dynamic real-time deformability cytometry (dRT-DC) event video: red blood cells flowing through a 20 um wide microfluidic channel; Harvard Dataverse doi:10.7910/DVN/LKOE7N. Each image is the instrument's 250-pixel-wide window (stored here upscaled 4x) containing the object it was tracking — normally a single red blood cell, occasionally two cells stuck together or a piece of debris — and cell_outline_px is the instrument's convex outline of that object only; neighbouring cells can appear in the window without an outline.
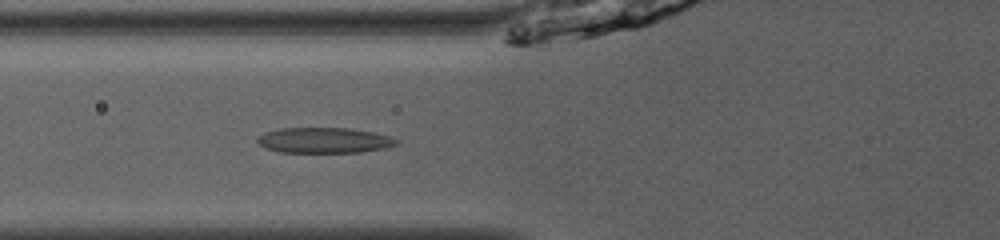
{"species": "common noctule bat (a hibernating species)", "species_latin": "Nyctalus noctula", "temperature_condition": "room temperature", "stored_images_in_passage": 36, "camera_frame_rate_fps": 3000, "um_per_image_px": 0.085, "animal": {"sex": "male", "body_mass_g": 13.0, "forearm_length_mm": 53.1}, "frame": {"image": 1, "passage_image": 6, "time_ms": 1.667, "image_size_px": [1000, 240], "cell_outline_px": [[396, 144], [384, 148], [360, 152], [280, 152], [264, 148], [256, 140], [264, 132], [280, 128], [348, 128], [372, 132], [388, 136], [396, 140]], "centroid_in_image_um": [27.49, 11.92], "position_along_channel_um": 98.3, "area_um2": 20.4}}
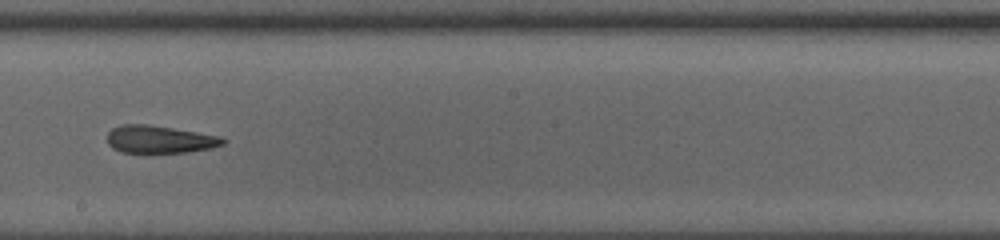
{"frame": {"image": 2, "passage_image": 16, "time_ms": 5.0, "image_size_px": [1000, 240], "cell_outline_px": [[228, 140], [224, 144], [212, 148], [188, 152], [120, 152], [112, 148], [108, 144], [108, 132], [112, 128], [120, 124], [148, 124], [220, 136]], "centroid_in_image_um": [13.57, 11.84], "position_along_channel_um": 234.6, "area_um2": 18.61}}
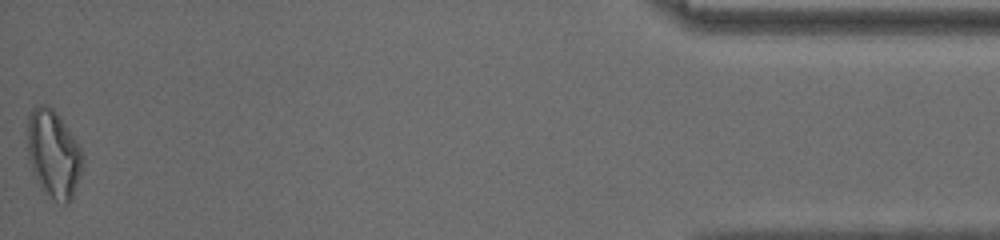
{"frame": {"image": 3, "passage_image": 36, "time_ms": 11.667, "image_size_px": [1000, 240], "cell_outline_px": [[84, 160], [80, 176], [72, 200], [68, 204], [64, 204], [56, 200], [40, 184], [28, 160], [28, 112], [32, 108], [40, 104], [44, 104], [52, 108], [56, 112], [80, 148]], "centroid_in_image_um": [4.55, 13.06], "position_along_channel_um": 430.6, "area_um2": 27.63}, "authors_computed_cell_mechanics": {"area_um2": 20.1433, "velocity_mm_per_s": 4.0724, "shape_relaxation_time_tau1_ms": null, "shape_relaxation_time_tau2_ms": 4.7444, "deformation_change_tau1": null, "deformation_change_tau2": 0.1331}}